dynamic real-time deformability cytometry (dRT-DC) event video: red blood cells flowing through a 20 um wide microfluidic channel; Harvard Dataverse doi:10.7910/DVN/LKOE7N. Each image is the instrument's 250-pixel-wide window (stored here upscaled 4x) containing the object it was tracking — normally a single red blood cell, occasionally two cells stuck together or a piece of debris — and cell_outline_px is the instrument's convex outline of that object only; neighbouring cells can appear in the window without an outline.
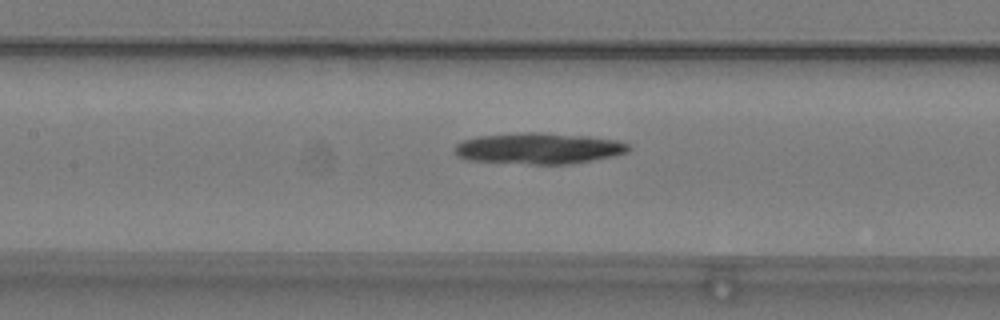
{"species": "common noctule bat (a hibernating species)", "species_latin": "Nyctalus noctula", "temperature_condition": "warm", "stored_images_in_passage": 38, "camera_frame_rate_fps": 3000, "um_per_image_px": 0.085, "animal": {"sex": "male", "body_mass_g": 19.2, "forearm_length_mm": 51.8}, "frame": {"image": 1, "passage_image": 9, "time_ms": 2.667, "image_size_px": [1000, 320], "cell_outline_px": [[632, 148], [628, 152], [616, 156], [568, 164], [532, 164], [468, 160], [456, 156], [456, 144], [464, 140], [476, 136], [524, 132], [540, 132], [588, 136], [620, 140], [628, 144]], "centroid_in_image_um": [45.84, 12.6], "position_along_channel_um": 161.6, "area_um2": 31.73}}
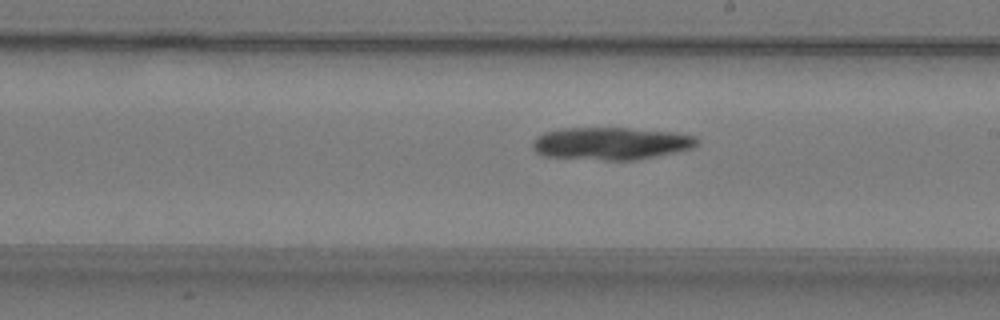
{"frame": {"image": 2, "passage_image": 15, "time_ms": 4.667, "image_size_px": [1000, 320], "cell_outline_px": [[700, 140], [692, 148], [656, 156], [636, 160], [604, 160], [544, 156], [536, 152], [532, 148], [532, 144], [536, 136], [544, 132], [560, 128], [628, 128], [680, 132], [696, 136]], "centroid_in_image_um": [51.94, 12.18], "position_along_channel_um": 237.1, "area_um2": 31.39}}
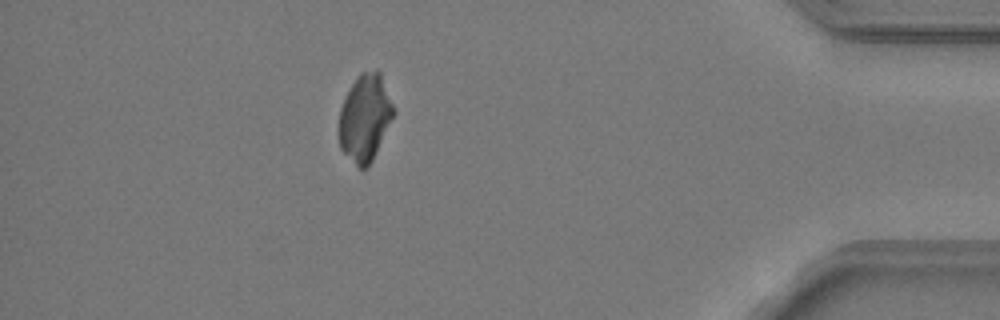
{"frame": {"image": 3, "passage_image": 32, "time_ms": 10.333, "image_size_px": [1000, 320], "cell_outline_px": [[396, 112], [372, 160], [364, 168], [360, 168], [340, 148], [340, 108], [348, 88], [356, 76], [360, 72], [376, 68], [380, 72]], "centroid_in_image_um": [31.04, 9.93], "position_along_channel_um": 404.2, "area_um2": 27.46}}